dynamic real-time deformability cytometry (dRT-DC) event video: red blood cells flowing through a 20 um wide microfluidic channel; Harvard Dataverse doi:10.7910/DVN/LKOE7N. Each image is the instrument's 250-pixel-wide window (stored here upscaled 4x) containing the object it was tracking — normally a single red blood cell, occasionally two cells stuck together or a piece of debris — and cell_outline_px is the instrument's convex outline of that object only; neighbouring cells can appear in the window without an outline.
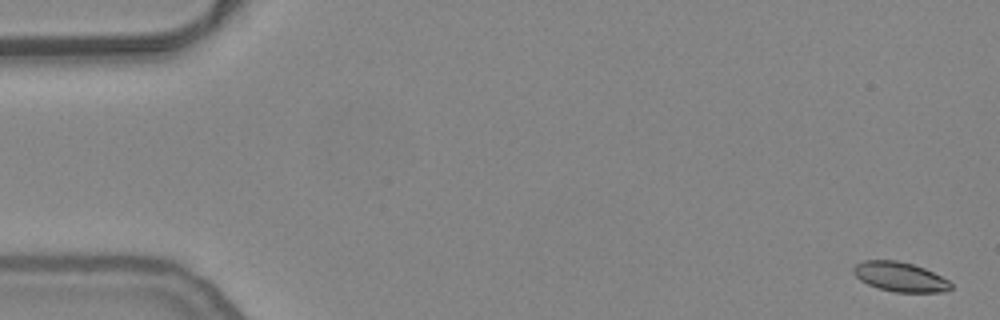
{"species": "common noctule bat (a hibernating species)", "species_latin": "Nyctalus noctula", "temperature_condition": "warm", "stored_images_in_passage": 17, "camera_frame_rate_fps": 3000, "um_per_image_px": 0.085, "animal": {"sex": "female", "body_mass_g": 24.6, "forearm_length_mm": 56.2}, "frame": {"image": 1, "passage_image": 2, "time_ms": 0.333, "image_size_px": [1000, 320], "cell_outline_px": [[952, 288], [948, 292], [896, 292], [880, 288], [868, 284], [860, 280], [852, 272], [852, 268], [856, 264], [864, 260], [896, 260], [912, 264], [924, 268], [948, 280], [952, 284]], "centroid_in_image_um": [76.5, 23.53], "position_along_channel_um": 8.5, "area_um2": 16.7}}
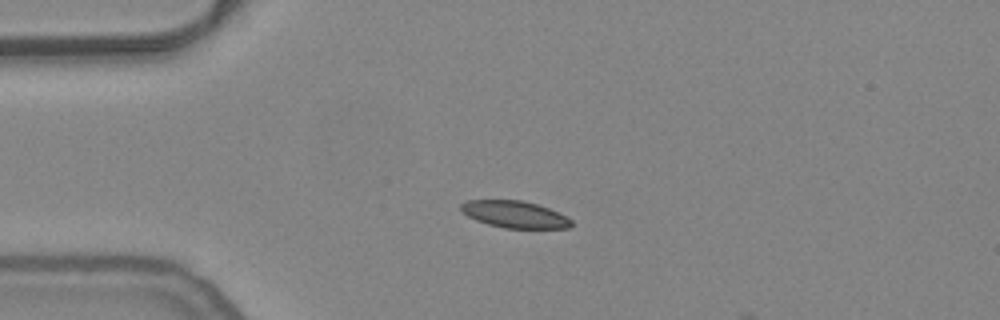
{"frame": {"image": 2, "passage_image": 14, "time_ms": 4.333, "image_size_px": [1000, 320], "cell_outline_px": [[572, 224], [568, 228], [504, 228], [488, 224], [476, 220], [468, 216], [460, 208], [460, 204], [468, 200], [520, 200], [536, 204], [548, 208], [572, 220]], "centroid_in_image_um": [43.72, 18.22], "position_along_channel_um": 41.3, "area_um2": 17.05}}